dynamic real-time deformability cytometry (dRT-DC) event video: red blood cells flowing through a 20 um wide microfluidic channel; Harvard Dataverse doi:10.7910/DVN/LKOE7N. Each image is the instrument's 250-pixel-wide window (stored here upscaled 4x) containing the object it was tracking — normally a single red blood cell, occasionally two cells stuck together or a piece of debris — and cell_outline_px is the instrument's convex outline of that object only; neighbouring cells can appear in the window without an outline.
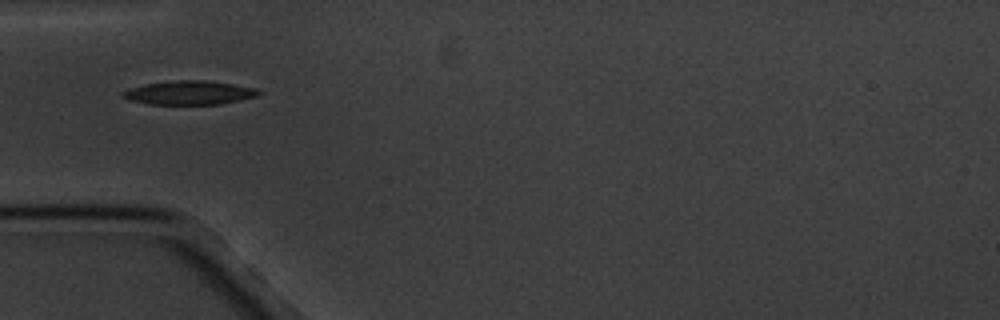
{"species": "common noctule bat (a hibernating species)", "species_latin": "Nyctalus noctula", "temperature_condition": "cold", "stored_images_in_passage": 2, "camera_frame_rate_fps": 3000, "um_per_image_px": 0.085, "animal": {"sex": "male", "body_mass_g": 20.1, "forearm_length_mm": 53.5}, "frame": {"image": 1, "passage_image": 1, "time_ms": 0.0, "image_size_px": [1000, 320], "cell_outline_px": [[260, 92], [256, 96], [240, 100], [220, 104], [148, 104], [128, 100], [120, 96], [120, 92], [128, 88], [144, 84], [172, 80], [204, 80], [232, 84], [256, 88]], "centroid_in_image_um": [16.0, 7.88], "position_along_channel_um": 69.0, "area_um2": 18.96}}
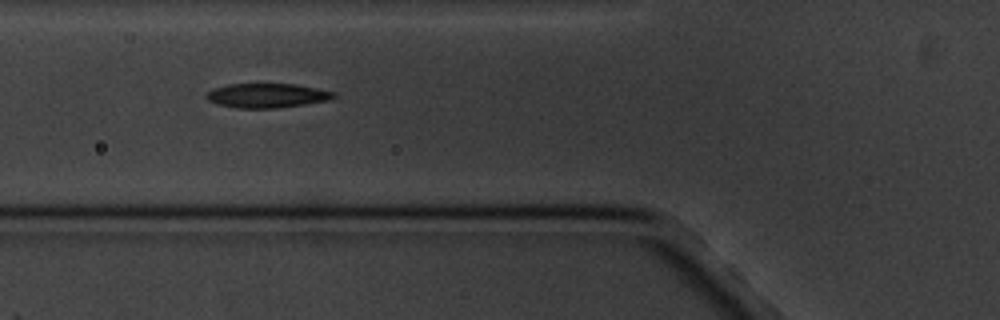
{"frame": {"image": 2, "passage_image": 2, "time_ms": 1.0, "image_size_px": [1000, 320], "cell_outline_px": [[336, 96], [328, 100], [304, 104], [276, 108], [236, 108], [220, 104], [208, 100], [204, 96], [212, 88], [228, 84], [296, 84], [336, 92]], "centroid_in_image_um": [22.68, 8.11], "position_along_channel_um": 103.1, "area_um2": 17.98}}